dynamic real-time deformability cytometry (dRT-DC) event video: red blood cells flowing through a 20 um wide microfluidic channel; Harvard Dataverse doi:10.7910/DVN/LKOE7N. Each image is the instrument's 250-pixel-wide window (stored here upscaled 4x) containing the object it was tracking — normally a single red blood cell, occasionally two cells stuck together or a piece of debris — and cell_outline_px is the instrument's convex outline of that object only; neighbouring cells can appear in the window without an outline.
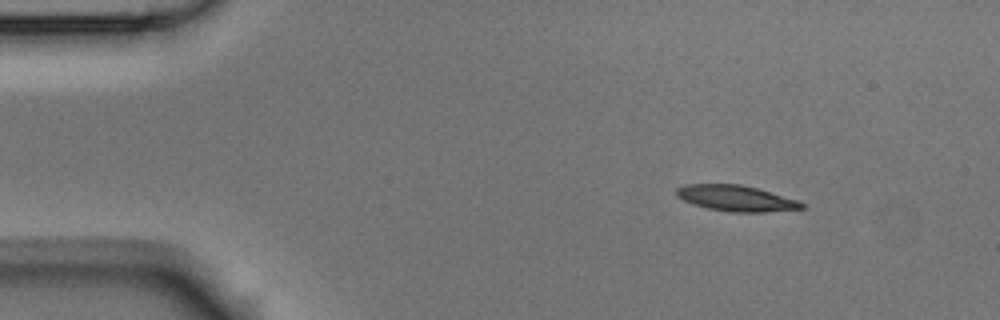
{"species": "Egyptian fruit bat (a non-hibernating species)", "species_latin": "Rousettus aegyptiacus", "temperature_condition": "room temperature", "stored_images_in_passage": 3, "camera_frame_rate_fps": 3000, "um_per_image_px": 0.085, "animal": {"sex": "male"}, "frame": {"image": 1, "passage_image": 1, "time_ms": 0.0, "image_size_px": [1000, 320], "cell_outline_px": [[804, 208], [764, 212], [728, 212], [708, 208], [684, 200], [676, 196], [676, 188], [684, 184], [740, 184], [756, 188], [800, 200], [804, 204]], "centroid_in_image_um": [62.57, 16.85], "position_along_channel_um": 22.4, "area_um2": 18.79}}